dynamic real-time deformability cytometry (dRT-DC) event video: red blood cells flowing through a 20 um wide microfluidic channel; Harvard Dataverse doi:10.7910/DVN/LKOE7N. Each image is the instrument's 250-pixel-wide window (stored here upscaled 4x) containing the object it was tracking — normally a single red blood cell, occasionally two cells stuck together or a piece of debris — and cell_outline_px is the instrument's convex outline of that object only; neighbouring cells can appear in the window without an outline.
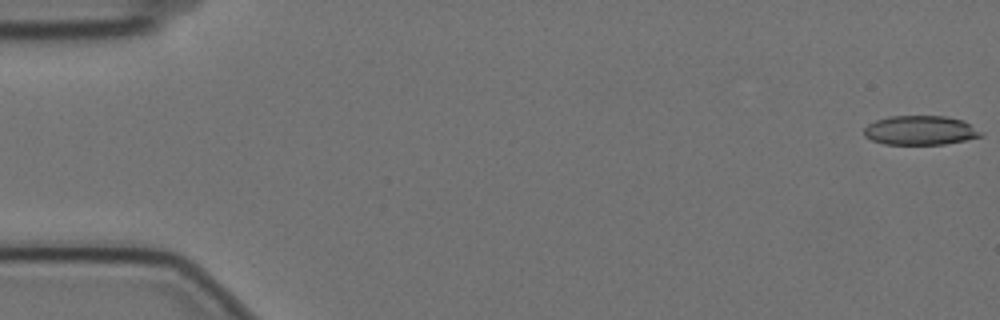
{"species": "Egyptian fruit bat (a non-hibernating species)", "species_latin": "Rousettus aegyptiacus", "temperature_condition": "cold", "stored_images_in_passage": 56, "camera_frame_rate_fps": 3000, "um_per_image_px": 0.085, "animal": {"sex": "female"}, "frame": {"image": 1, "passage_image": 1, "time_ms": 0.0, "image_size_px": [1000, 320], "cell_outline_px": [[984, 136], [944, 144], [884, 144], [872, 140], [864, 136], [864, 128], [868, 124], [876, 120], [888, 116], [944, 116], [964, 120], [984, 132]], "centroid_in_image_um": [78.25, 11.07], "position_along_channel_um": 6.7, "area_um2": 20.06}}
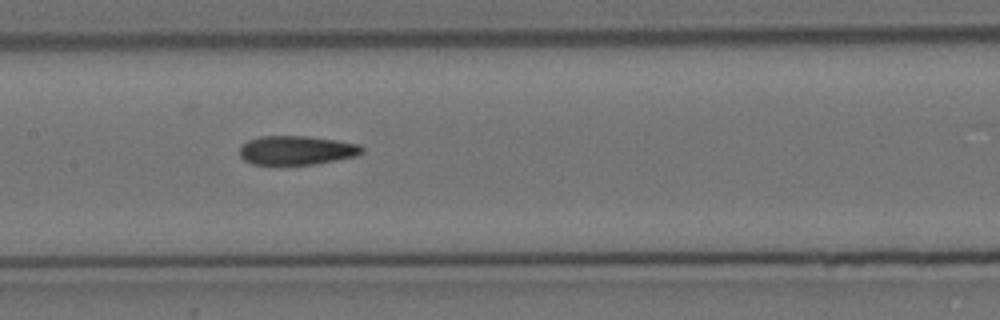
{"frame": {"image": 2, "passage_image": 28, "time_ms": 9.0, "image_size_px": [1000, 320], "cell_outline_px": [[364, 152], [356, 156], [316, 164], [280, 168], [252, 164], [244, 160], [240, 156], [240, 144], [248, 140], [260, 136], [308, 136], [336, 140], [360, 144], [364, 148]], "centroid_in_image_um": [25.16, 12.82], "position_along_channel_um": 182.2, "area_um2": 21.73}}
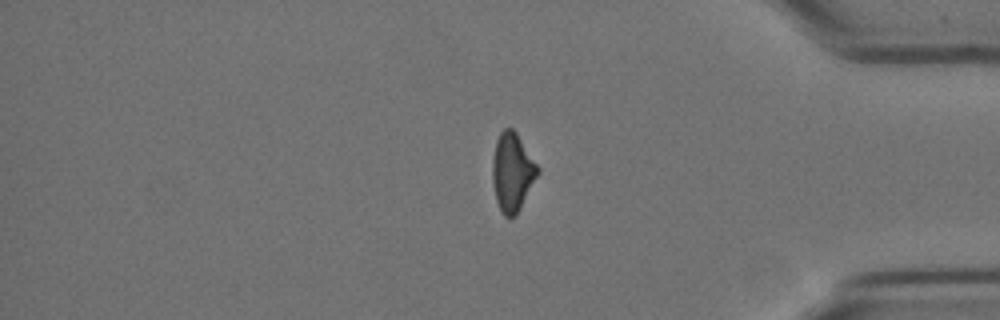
{"frame": {"image": 3, "passage_image": 48, "time_ms": 15.667, "image_size_px": [1000, 320], "cell_outline_px": [[540, 172], [516, 216], [504, 216], [496, 200], [492, 184], [492, 160], [496, 140], [500, 132], [504, 128], [512, 128], [516, 132], [540, 168]], "centroid_in_image_um": [43.55, 14.62], "position_along_channel_um": 391.7, "area_um2": 20.75}, "authors_computed_cell_mechanics": {"area_um2": 21.0681, "velocity_mm_per_s": 3.5155, "shape_relaxation_time_tau1_ms": null, "shape_relaxation_time_tau2_ms": 2.9906, "deformation_change_tau1": null, "deformation_change_tau2": 0.1141}}